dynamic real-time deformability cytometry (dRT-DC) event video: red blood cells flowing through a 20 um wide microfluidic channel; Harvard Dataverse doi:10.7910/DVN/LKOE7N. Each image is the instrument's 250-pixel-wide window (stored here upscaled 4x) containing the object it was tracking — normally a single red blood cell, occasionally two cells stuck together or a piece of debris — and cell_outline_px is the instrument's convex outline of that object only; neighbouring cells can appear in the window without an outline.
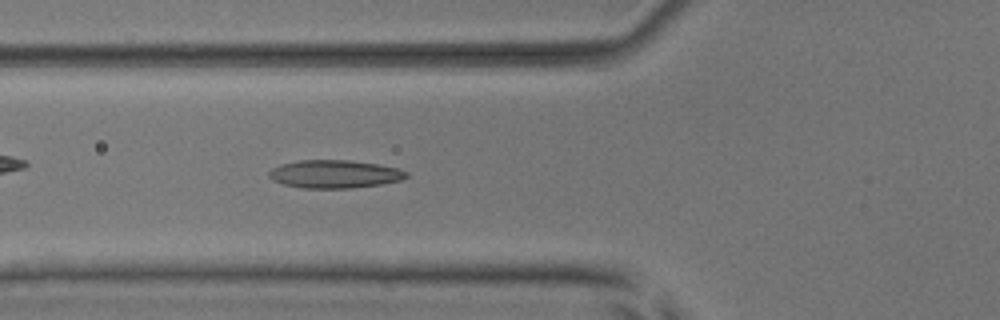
{"species": "common noctule bat (a hibernating species)", "species_latin": "Nyctalus noctula", "temperature_condition": "room temperature", "stored_images_in_passage": 53, "camera_frame_rate_fps": 3000, "um_per_image_px": 0.085, "animal": {"sex": "male", "body_mass_g": 17.9, "forearm_length_mm": 54.2}, "frame": {"image": 1, "passage_image": 20, "time_ms": 6.333, "image_size_px": [1000, 320], "cell_outline_px": [[408, 176], [400, 180], [380, 184], [352, 188], [300, 188], [284, 184], [272, 180], [268, 176], [268, 172], [272, 168], [280, 164], [300, 160], [348, 160], [376, 164], [396, 168], [408, 172]], "centroid_in_image_um": [28.39, 14.8], "position_along_channel_um": 97.4, "area_um2": 22.37}}
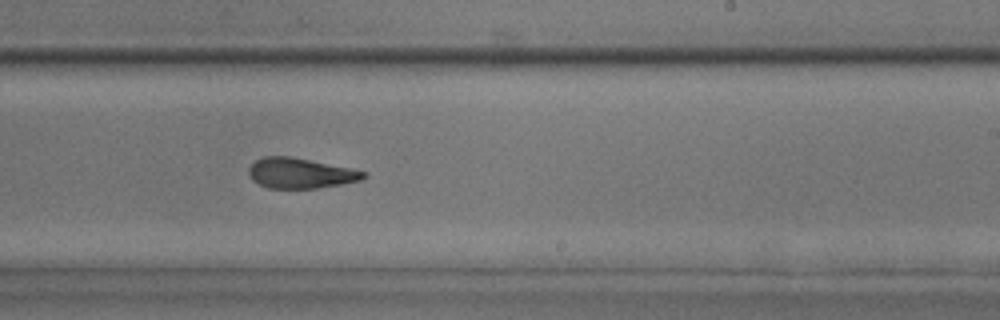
{"frame": {"image": 2, "passage_image": 33, "time_ms": 10.667, "image_size_px": [1000, 320], "cell_outline_px": [[368, 176], [360, 180], [340, 184], [316, 188], [268, 188], [252, 180], [248, 172], [248, 168], [256, 160], [264, 156], [288, 156], [368, 172]], "centroid_in_image_um": [25.51, 14.72], "position_along_channel_um": 263.5, "area_um2": 19.94}}
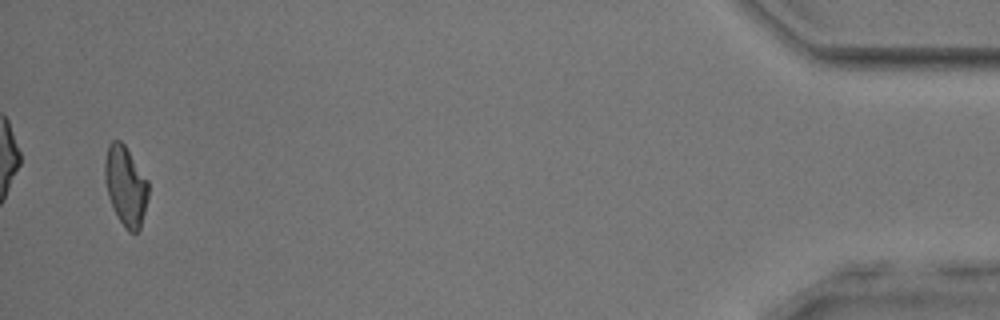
{"frame": {"image": 3, "passage_image": 52, "time_ms": 17.0, "image_size_px": [1000, 320], "cell_outline_px": [[148, 196], [140, 228], [136, 232], [128, 232], [124, 228], [108, 196], [104, 180], [104, 160], [108, 144], [112, 140], [120, 140], [124, 144], [148, 180]], "centroid_in_image_um": [10.66, 15.77], "position_along_channel_um": 424.5, "area_um2": 20.11}, "authors_computed_cell_mechanics": {"area_um2": 21.097, "velocity_mm_per_s": 3.8418, "shape_relaxation_time_tau1_ms": null, "shape_relaxation_time_tau2_ms": 2.8626, "deformation_change_tau1": null, "deformation_change_tau2": 0.1076}}